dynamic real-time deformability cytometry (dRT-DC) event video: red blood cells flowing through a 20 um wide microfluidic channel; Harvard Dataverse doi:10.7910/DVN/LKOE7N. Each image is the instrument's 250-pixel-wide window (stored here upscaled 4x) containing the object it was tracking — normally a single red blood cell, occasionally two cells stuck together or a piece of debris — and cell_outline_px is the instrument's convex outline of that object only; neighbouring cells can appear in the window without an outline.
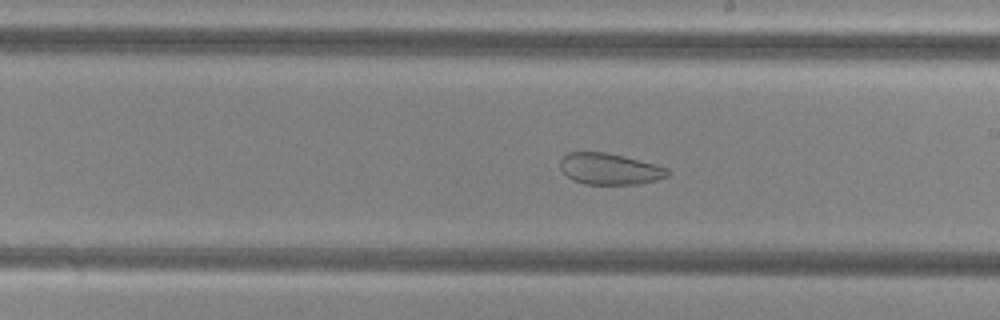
{"species": "common noctule bat (a hibernating species)", "species_latin": "Nyctalus noctula", "temperature_condition": "cold", "stored_images_in_passage": 31, "camera_frame_rate_fps": 3000, "um_per_image_px": 0.085, "animal": {"sex": "female", "body_mass_g": 29.2, "forearm_length_mm": 56.3}, "frame": {"image": 1, "passage_image": 22, "time_ms": 7.0, "image_size_px": [1000, 320], "cell_outline_px": [[668, 176], [656, 180], [636, 184], [584, 184], [572, 180], [560, 168], [560, 160], [568, 152], [604, 152], [624, 156], [656, 164], [668, 168]], "centroid_in_image_um": [51.81, 14.36], "position_along_channel_um": 237.2, "area_um2": 19.54}}
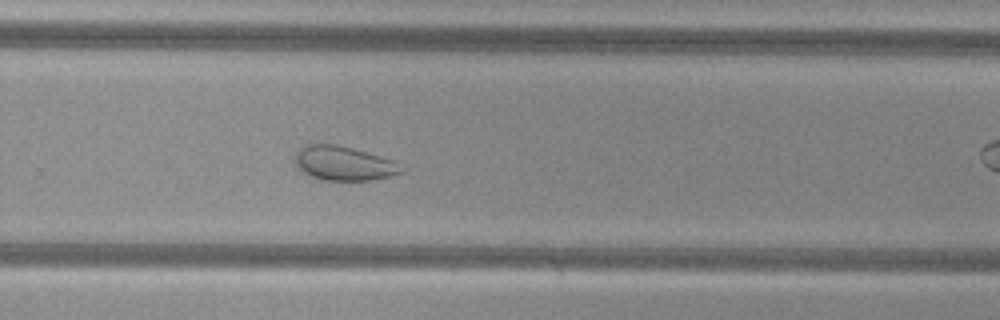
{"frame": {"image": 2, "passage_image": 27, "time_ms": 8.667, "image_size_px": [1000, 320], "cell_outline_px": [[408, 168], [404, 172], [392, 176], [372, 180], [320, 180], [308, 176], [296, 168], [296, 152], [300, 148], [308, 144], [336, 144], [352, 148], [396, 160]], "centroid_in_image_um": [29.29, 13.9], "position_along_channel_um": 300.5, "area_um2": 21.73}}